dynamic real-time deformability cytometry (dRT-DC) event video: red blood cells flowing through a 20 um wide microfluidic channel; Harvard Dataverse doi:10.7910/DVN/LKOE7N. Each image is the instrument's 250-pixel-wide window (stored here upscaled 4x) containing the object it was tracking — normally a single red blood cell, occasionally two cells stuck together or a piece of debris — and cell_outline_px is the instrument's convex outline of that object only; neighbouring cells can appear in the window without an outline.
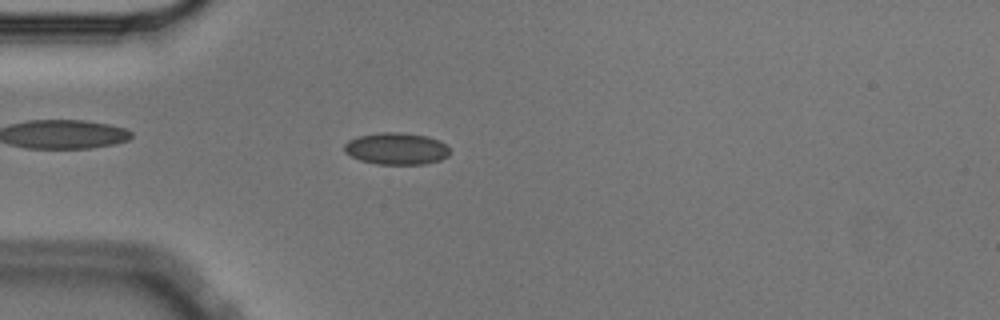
{"species": "Egyptian fruit bat (a non-hibernating species)", "species_latin": "Rousettus aegyptiacus", "temperature_condition": "cold", "stored_images_in_passage": 39, "camera_frame_rate_fps": 3000, "um_per_image_px": 0.085, "animal": {"sex": "male"}, "frame": {"image": 1, "passage_image": 5, "time_ms": 1.333, "image_size_px": [1000, 320], "cell_outline_px": [[448, 156], [440, 160], [424, 164], [376, 164], [360, 160], [344, 152], [344, 144], [348, 140], [360, 136], [380, 132], [400, 132], [428, 136], [440, 140], [448, 148]], "centroid_in_image_um": [33.68, 12.63], "position_along_channel_um": 51.3, "area_um2": 19.59}}
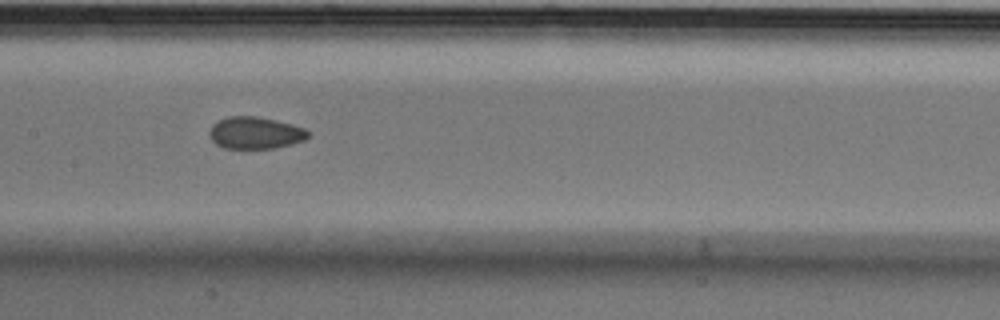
{"frame": {"image": 2, "passage_image": 17, "time_ms": 5.333, "image_size_px": [1000, 320], "cell_outline_px": [[308, 136], [304, 140], [272, 148], [224, 148], [216, 144], [208, 136], [208, 132], [212, 124], [228, 116], [256, 116], [276, 120], [292, 124], [304, 128], [308, 132]], "centroid_in_image_um": [21.64, 11.28], "position_along_channel_um": 185.8, "area_um2": 18.26}}
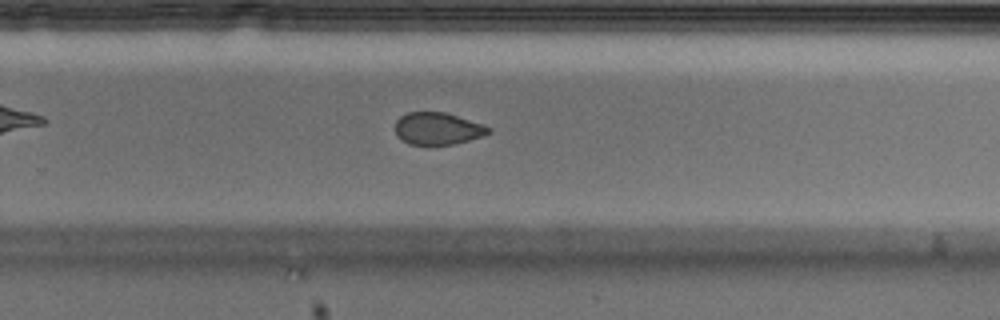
{"frame": {"image": 3, "passage_image": 26, "time_ms": 8.333, "image_size_px": [1000, 320], "cell_outline_px": [[492, 132], [484, 136], [452, 144], [432, 148], [428, 148], [408, 144], [396, 136], [396, 120], [400, 116], [408, 112], [444, 112], [492, 128]], "centroid_in_image_um": [37.16, 10.99], "position_along_channel_um": 292.6, "area_um2": 17.98}, "authors_computed_cell_mechanics": {"area_um2": 18.8428, "velocity_mm_per_s": 3.5854, "shape_relaxation_time_tau1_ms": 7.3173, "shape_relaxation_time_tau2_ms": 3.2093, "deformation_change_tau1": 0.1101, "deformation_change_tau2": 0.0621}}